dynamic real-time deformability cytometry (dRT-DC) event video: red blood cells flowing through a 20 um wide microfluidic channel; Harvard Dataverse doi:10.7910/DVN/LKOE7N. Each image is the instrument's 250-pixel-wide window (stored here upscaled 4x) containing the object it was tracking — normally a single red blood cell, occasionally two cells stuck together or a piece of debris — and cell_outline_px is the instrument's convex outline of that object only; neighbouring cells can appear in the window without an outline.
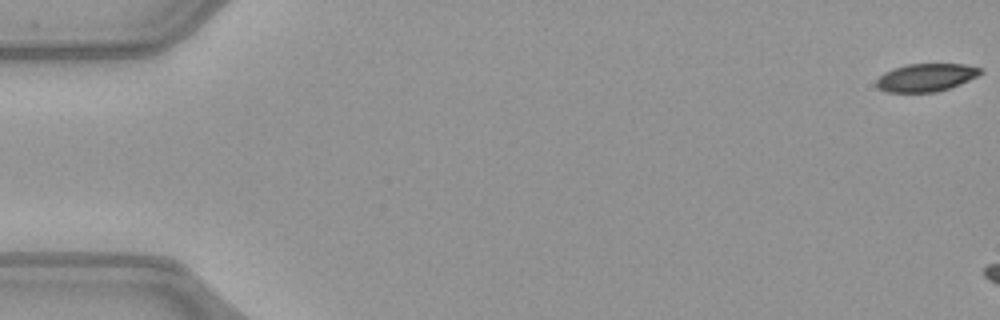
{"species": "common noctule bat (a hibernating species)", "species_latin": "Nyctalus noctula", "temperature_condition": "warm", "stored_images_in_passage": 43, "camera_frame_rate_fps": 3000, "um_per_image_px": 0.085, "animal": {"sex": "female", "body_mass_g": 21.9}, "frame": {"image": 1, "passage_image": 1, "time_ms": 0.0, "image_size_px": [1000, 320], "cell_outline_px": [[984, 72], [960, 84], [936, 92], [884, 92], [876, 88], [876, 80], [884, 72], [892, 68], [904, 64], [964, 64], [980, 68]], "centroid_in_image_um": [78.65, 6.58], "position_along_channel_um": 6.3, "area_um2": 16.99}}
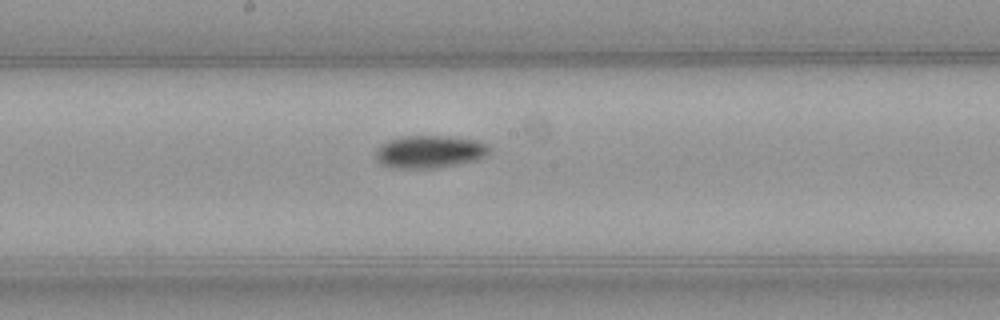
{"frame": {"image": 2, "passage_image": 28, "time_ms": 9.0, "image_size_px": [1000, 320], "cell_outline_px": [[492, 152], [476, 160], [436, 168], [388, 168], [380, 164], [376, 160], [376, 148], [380, 144], [388, 140], [404, 136], [448, 136], [480, 140], [488, 144], [492, 148]], "centroid_in_image_um": [36.52, 12.89], "position_along_channel_um": 211.7, "area_um2": 22.02}}
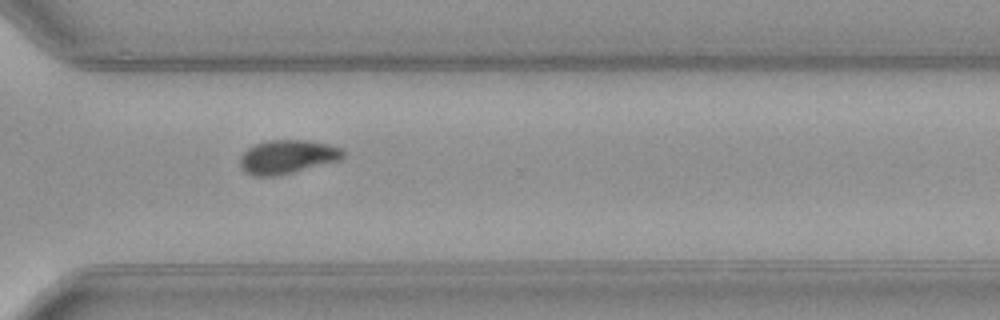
{"frame": {"image": 3, "passage_image": 38, "time_ms": 12.333, "image_size_px": [1000, 320], "cell_outline_px": [[344, 156], [340, 160], [276, 176], [256, 176], [244, 172], [240, 168], [240, 156], [248, 148], [256, 144], [268, 140], [308, 140], [328, 144], [340, 148], [344, 152]], "centroid_in_image_um": [24.4, 13.33], "position_along_channel_um": 346.2, "area_um2": 20.17}}